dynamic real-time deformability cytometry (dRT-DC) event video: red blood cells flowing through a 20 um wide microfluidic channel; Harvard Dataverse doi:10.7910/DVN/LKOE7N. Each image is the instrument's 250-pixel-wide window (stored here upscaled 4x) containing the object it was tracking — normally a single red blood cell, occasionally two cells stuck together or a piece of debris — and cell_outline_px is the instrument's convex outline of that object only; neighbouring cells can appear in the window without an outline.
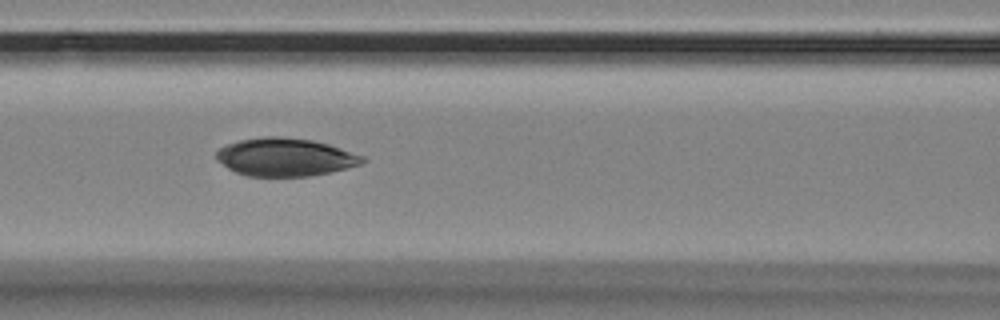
{"species": "Egyptian fruit bat (a non-hibernating species)", "species_latin": "Rousettus aegyptiacus", "temperature_condition": "room temperature", "stored_images_in_passage": 8, "camera_frame_rate_fps": 3000, "um_per_image_px": 0.085, "animal": {"sex": "female"}, "frame": {"image": 1, "passage_image": 5, "time_ms": 1.333, "image_size_px": [1000, 320], "cell_outline_px": [[368, 160], [360, 164], [348, 168], [308, 176], [248, 176], [236, 172], [228, 168], [216, 160], [216, 152], [220, 148], [228, 144], [240, 140], [264, 136], [280, 136], [312, 140], [328, 144], [364, 156]], "centroid_in_image_um": [24.24, 13.35], "position_along_channel_um": 142.4, "area_um2": 32.25}}
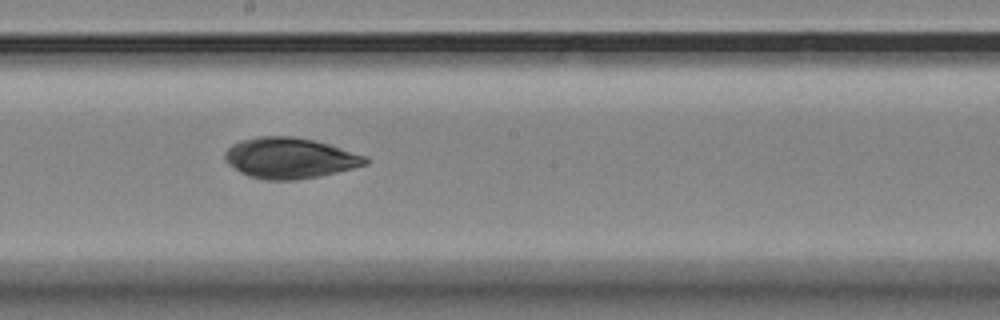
{"frame": {"image": 2, "passage_image": 7, "time_ms": 2.0, "image_size_px": [1000, 320], "cell_outline_px": [[368, 164], [336, 172], [296, 180], [264, 180], [248, 176], [240, 172], [228, 164], [224, 160], [224, 152], [232, 144], [240, 140], [260, 136], [292, 136], [312, 140], [328, 144], [368, 156]], "centroid_in_image_um": [24.6, 13.43], "position_along_channel_um": 223.6, "area_um2": 33.35}}
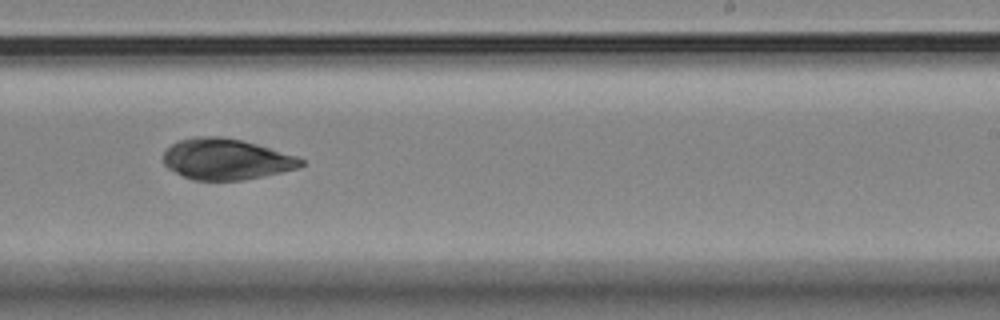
{"frame": {"image": 3, "passage_image": 8, "time_ms": 2.333, "image_size_px": [1000, 320], "cell_outline_px": [[304, 164], [300, 168], [244, 180], [192, 180], [168, 168], [164, 164], [164, 152], [172, 144], [180, 140], [196, 136], [220, 136], [240, 140], [256, 144], [296, 156], [304, 160]], "centroid_in_image_um": [19.23, 13.53], "position_along_channel_um": 269.8, "area_um2": 32.66}}